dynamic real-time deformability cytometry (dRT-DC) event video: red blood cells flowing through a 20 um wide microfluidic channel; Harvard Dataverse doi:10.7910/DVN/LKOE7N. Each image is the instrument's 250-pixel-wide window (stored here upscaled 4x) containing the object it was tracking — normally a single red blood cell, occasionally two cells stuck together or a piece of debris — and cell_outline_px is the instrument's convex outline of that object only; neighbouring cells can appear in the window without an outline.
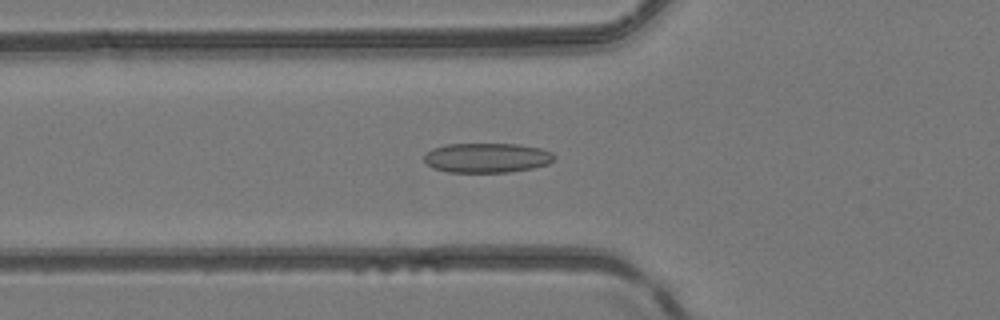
{"species": "common noctule bat (a hibernating species)", "species_latin": "Nyctalus noctula", "temperature_condition": "room temperature", "stored_images_in_passage": 42, "camera_frame_rate_fps": 3000, "um_per_image_px": 0.085, "animal": {"sex": "female", "body_mass_g": 24.6, "forearm_length_mm": 56.2}, "frame": {"image": 1, "passage_image": 13, "time_ms": 4.0, "image_size_px": [1000, 320], "cell_outline_px": [[556, 156], [548, 164], [532, 168], [508, 172], [448, 172], [432, 168], [424, 160], [424, 156], [432, 148], [448, 144], [520, 144], [540, 148], [552, 152]], "centroid_in_image_um": [41.39, 13.41], "position_along_channel_um": 84.4, "area_um2": 22.48}}
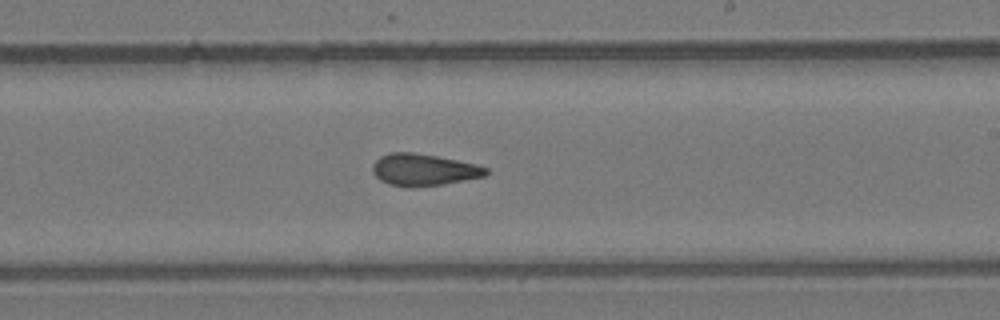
{"frame": {"image": 2, "passage_image": 25, "time_ms": 8.0, "image_size_px": [1000, 320], "cell_outline_px": [[488, 172], [484, 176], [444, 184], [412, 188], [404, 188], [388, 184], [380, 180], [372, 172], [372, 164], [380, 156], [392, 152], [412, 152], [436, 156], [476, 164], [488, 168]], "centroid_in_image_um": [35.97, 14.45], "position_along_channel_um": 253.0, "area_um2": 21.21}}
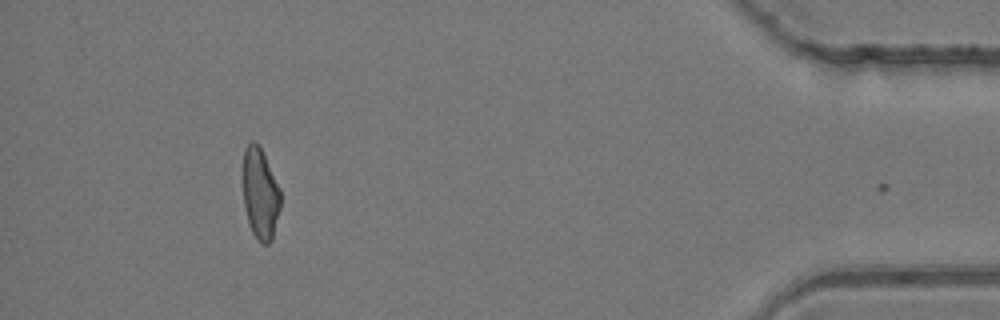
{"frame": {"image": 3, "passage_image": 41, "time_ms": 13.333, "image_size_px": [1000, 320], "cell_outline_px": [[280, 208], [272, 240], [268, 244], [260, 244], [256, 240], [248, 224], [244, 208], [240, 172], [244, 148], [252, 140], [260, 148], [280, 188]], "centroid_in_image_um": [22.06, 16.48], "position_along_channel_um": 413.1, "area_um2": 20.63}, "authors_computed_cell_mechanics": {"area_um2": 21.097, "velocity_mm_per_s": 4.1856, "shape_relaxation_time_tau1_ms": null, "shape_relaxation_time_tau2_ms": 2.5599, "deformation_change_tau1": null, "deformation_change_tau2": 0.0998}}